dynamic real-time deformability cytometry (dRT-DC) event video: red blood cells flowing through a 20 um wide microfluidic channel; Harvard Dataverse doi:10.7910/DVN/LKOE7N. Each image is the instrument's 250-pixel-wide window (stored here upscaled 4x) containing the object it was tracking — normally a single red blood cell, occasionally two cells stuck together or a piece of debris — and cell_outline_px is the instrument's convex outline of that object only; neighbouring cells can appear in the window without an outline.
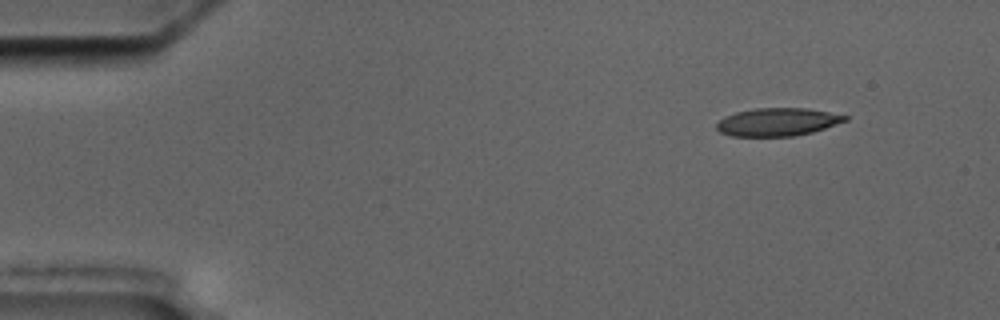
{"species": "common noctule bat (a hibernating species)", "species_latin": "Nyctalus noctula", "temperature_condition": "cold", "stored_images_in_passage": 4, "camera_frame_rate_fps": 3000, "um_per_image_px": 0.085, "animal": {"sex": "male", "body_mass_g": 17.5, "forearm_length_mm": 52.3}, "frame": {"image": 1, "passage_image": 1, "time_ms": 0.0, "image_size_px": [1000, 320], "cell_outline_px": [[848, 120], [812, 132], [792, 136], [732, 136], [720, 132], [716, 128], [716, 124], [724, 116], [736, 112], [756, 108], [808, 108], [848, 116]], "centroid_in_image_um": [66.07, 10.36], "position_along_channel_um": 18.9, "area_um2": 20.81}}
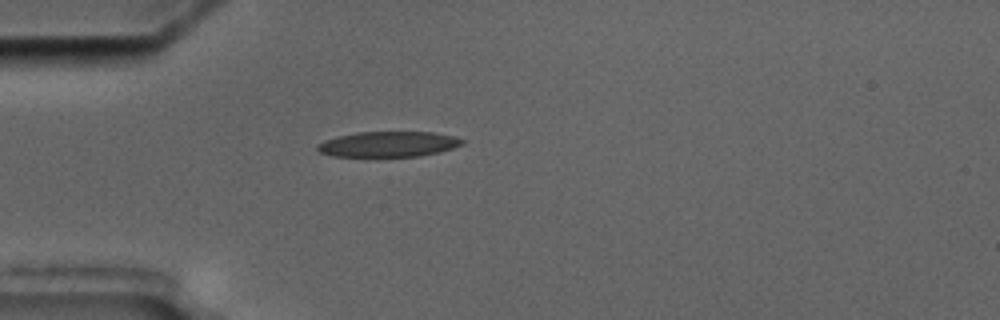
{"frame": {"image": 2, "passage_image": 4, "time_ms": 3.333, "image_size_px": [1000, 320], "cell_outline_px": [[464, 144], [440, 152], [420, 156], [332, 156], [320, 152], [316, 148], [316, 144], [324, 140], [336, 136], [356, 132], [432, 132], [452, 136], [464, 140]], "centroid_in_image_um": [32.98, 12.25], "position_along_channel_um": 52.0, "area_um2": 21.44}}